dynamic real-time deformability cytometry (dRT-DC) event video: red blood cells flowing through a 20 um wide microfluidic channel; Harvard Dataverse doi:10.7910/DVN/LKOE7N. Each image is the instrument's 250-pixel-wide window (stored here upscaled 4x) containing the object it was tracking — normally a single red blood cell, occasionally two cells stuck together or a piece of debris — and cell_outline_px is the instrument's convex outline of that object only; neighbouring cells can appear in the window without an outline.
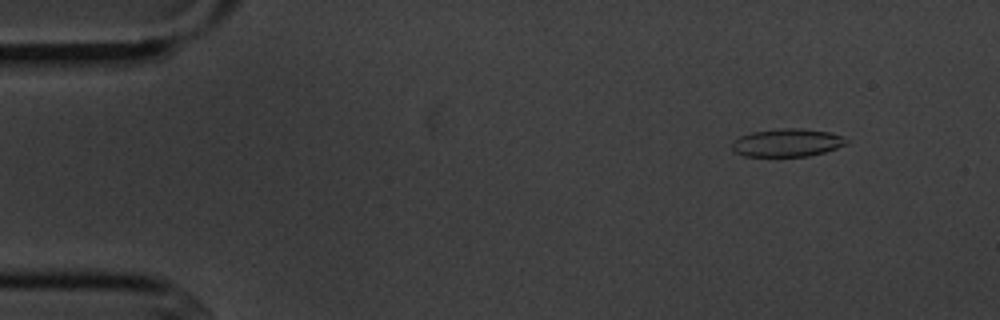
{"species": "common noctule bat (a hibernating species)", "species_latin": "Nyctalus noctula", "temperature_condition": "cold", "stored_images_in_passage": 5, "camera_frame_rate_fps": 3000, "um_per_image_px": 0.085, "animal": {"sex": "male", "body_mass_g": 20.1, "forearm_length_mm": 53.5}, "frame": {"image": 1, "passage_image": 2, "time_ms": 1.333, "image_size_px": [1000, 320], "cell_outline_px": [[848, 144], [824, 152], [808, 156], [744, 156], [736, 152], [732, 148], [732, 140], [740, 136], [752, 132], [780, 128], [800, 128], [832, 132], [848, 140]], "centroid_in_image_um": [66.91, 12.12], "position_along_channel_um": 18.1, "area_um2": 18.67}}